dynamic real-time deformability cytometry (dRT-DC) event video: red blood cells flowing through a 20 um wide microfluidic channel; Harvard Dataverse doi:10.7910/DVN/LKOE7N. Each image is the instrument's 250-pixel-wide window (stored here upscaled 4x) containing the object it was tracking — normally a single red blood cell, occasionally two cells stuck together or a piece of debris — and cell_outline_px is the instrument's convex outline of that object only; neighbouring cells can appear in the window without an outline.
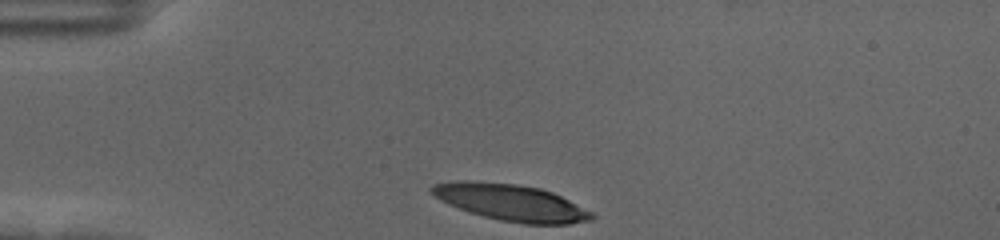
{"species": "human", "species_latin": "Homo sapiens", "temperature_condition": "cold", "stored_images_in_passage": 34, "camera_frame_rate_fps": 3000, "um_per_image_px": 0.085, "donor": {"sex": "female"}, "frame": {"image": 1, "passage_image": 1, "time_ms": 0.0, "image_size_px": [1000, 240], "cell_outline_px": [[596, 216], [592, 220], [568, 224], [524, 224], [500, 220], [468, 212], [448, 204], [440, 200], [428, 188], [432, 184], [456, 180], [472, 180], [516, 184], [540, 188], [552, 192], [592, 212]], "centroid_in_image_um": [43.4, 17.2], "position_along_channel_um": 41.6, "area_um2": 34.1}}
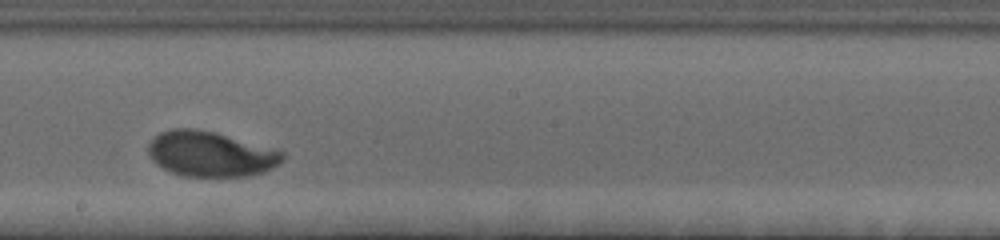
{"frame": {"image": 2, "passage_image": 20, "time_ms": 6.333, "image_size_px": [1000, 240], "cell_outline_px": [[284, 160], [280, 164], [264, 172], [248, 176], [184, 176], [172, 172], [156, 164], [148, 156], [148, 144], [160, 132], [172, 128], [196, 128], [216, 132], [284, 152]], "centroid_in_image_um": [17.89, 13.08], "position_along_channel_um": 230.3, "area_um2": 35.37}}
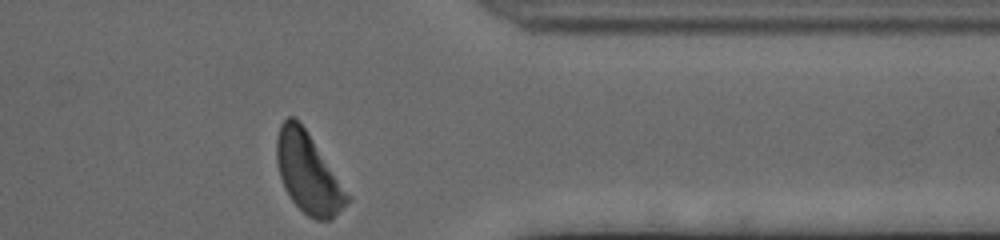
{"frame": {"image": 3, "passage_image": 34, "time_ms": 11.0, "image_size_px": [1000, 240], "cell_outline_px": [[352, 200], [332, 220], [316, 220], [308, 216], [292, 200], [284, 188], [280, 176], [276, 160], [276, 136], [280, 124], [288, 116], [296, 116], [300, 120], [352, 196]], "centroid_in_image_um": [26.22, 14.7], "position_along_channel_um": 385.2, "area_um2": 33.58}, "authors_computed_cell_mechanics": {"area_um2": 34.9401, "velocity_mm_per_s": 3.5198, "shape_relaxation_time_tau1_ms": 2.9917, "shape_relaxation_time_tau2_ms": 1.2634, "deformation_change_tau1": 0.2115, "deformation_change_tau2": 0.0573}}